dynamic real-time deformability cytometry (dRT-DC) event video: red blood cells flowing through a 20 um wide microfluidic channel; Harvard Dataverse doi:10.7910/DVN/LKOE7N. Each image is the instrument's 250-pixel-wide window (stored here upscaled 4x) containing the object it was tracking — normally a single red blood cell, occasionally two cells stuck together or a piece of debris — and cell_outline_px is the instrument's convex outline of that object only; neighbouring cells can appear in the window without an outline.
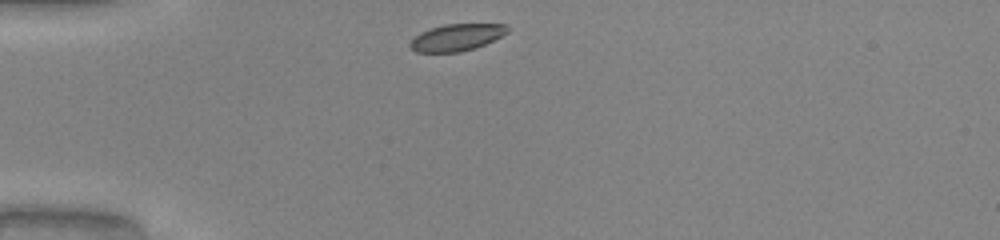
{"species": "common noctule bat (a hibernating species)", "species_latin": "Nyctalus noctula", "temperature_condition": "warm", "stored_images_in_passage": 30, "camera_frame_rate_fps": 3000, "um_per_image_px": 0.085, "animal": {"sex": "male", "body_mass_g": 20.0, "forearm_length_mm": 53.3}, "frame": {"image": 1, "passage_image": 1, "time_ms": 0.0, "image_size_px": [1000, 240], "cell_outline_px": [[508, 32], [484, 44], [460, 52], [416, 52], [408, 44], [420, 32], [444, 24], [508, 24]], "centroid_in_image_um": [38.8, 3.17], "position_along_channel_um": 46.2, "area_um2": 14.97}}
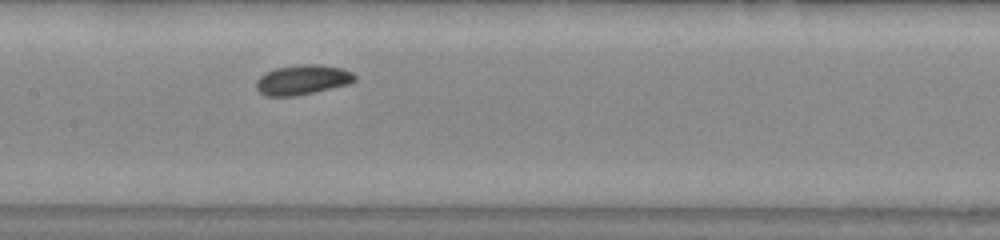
{"frame": {"image": 2, "passage_image": 13, "time_ms": 4.0, "image_size_px": [1000, 240], "cell_outline_px": [[356, 80], [348, 84], [296, 96], [264, 96], [256, 88], [256, 80], [260, 76], [276, 68], [300, 64], [316, 64], [340, 68], [352, 72], [356, 76]], "centroid_in_image_um": [25.7, 6.79], "position_along_channel_um": 181.7, "area_um2": 16.99}}
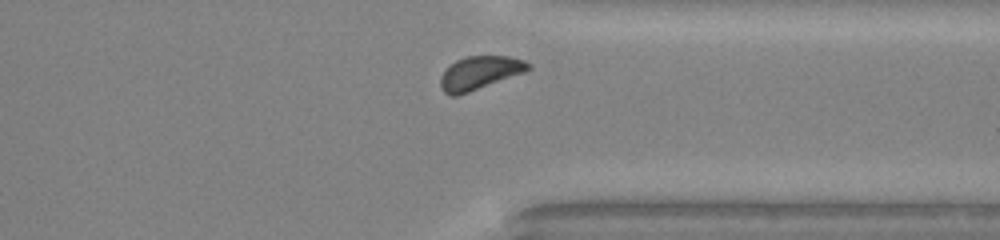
{"frame": {"image": 3, "passage_image": 27, "time_ms": 8.667, "image_size_px": [1000, 240], "cell_outline_px": [[532, 68], [524, 72], [468, 92], [456, 96], [452, 96], [444, 92], [440, 88], [440, 76], [456, 60], [464, 56], [508, 56], [524, 60], [532, 64]], "centroid_in_image_um": [40.78, 6.18], "position_along_channel_um": 370.6, "area_um2": 16.88}, "authors_computed_cell_mechanics": {"area_um2": 16.6464, "velocity_mm_per_s": 4.048, "shape_relaxation_time_tau1_ms": 3.6022, "shape_relaxation_time_tau2_ms": null, "deformation_change_tau1": 0.0622, "deformation_change_tau2": null}}